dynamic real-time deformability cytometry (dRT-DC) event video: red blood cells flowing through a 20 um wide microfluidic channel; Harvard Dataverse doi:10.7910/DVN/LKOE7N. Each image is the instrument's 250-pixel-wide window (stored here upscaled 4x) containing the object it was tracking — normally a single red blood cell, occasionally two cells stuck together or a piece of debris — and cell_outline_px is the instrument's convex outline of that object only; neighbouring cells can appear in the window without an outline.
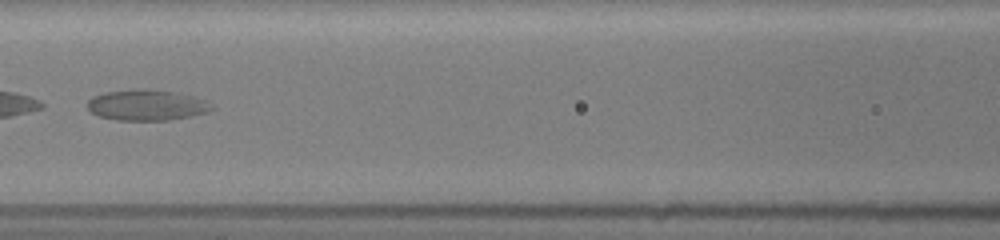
{"species": "common noctule bat (a hibernating species)", "species_latin": "Nyctalus noctula", "temperature_condition": "room temperature", "stored_images_in_passage": 6, "camera_frame_rate_fps": 3000, "um_per_image_px": 0.085, "animal": {"sex": "female", "body_mass_g": 19.5, "forearm_length_mm": 54.1}, "frame": {"image": 1, "passage_image": 5, "time_ms": 3.0, "image_size_px": [1000, 240], "cell_outline_px": [[212, 108], [204, 112], [188, 116], [168, 120], [116, 120], [100, 116], [92, 112], [88, 108], [88, 100], [92, 96], [104, 92], [140, 88], [148, 88], [172, 92], [192, 96], [204, 100]], "centroid_in_image_um": [12.38, 8.92], "position_along_channel_um": 154.2, "area_um2": 21.91}}